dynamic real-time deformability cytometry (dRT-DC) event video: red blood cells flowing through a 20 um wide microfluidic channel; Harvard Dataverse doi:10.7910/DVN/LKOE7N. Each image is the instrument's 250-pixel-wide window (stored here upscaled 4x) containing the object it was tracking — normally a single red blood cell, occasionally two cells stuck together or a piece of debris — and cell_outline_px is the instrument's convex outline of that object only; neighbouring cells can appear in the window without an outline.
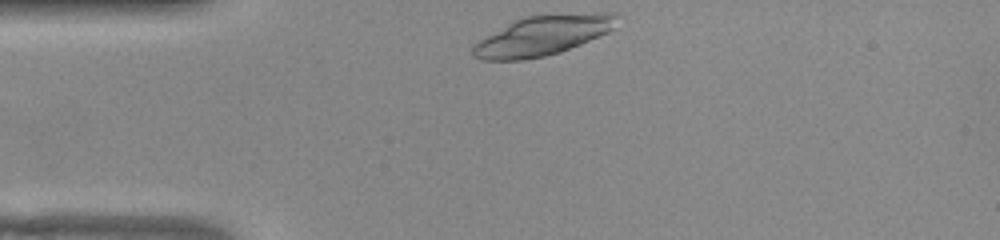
{"species": "common noctule bat (a hibernating species)", "species_latin": "Nyctalus noctula", "temperature_condition": "warm", "stored_images_in_passage": 33, "camera_frame_rate_fps": 3000, "um_per_image_px": 0.085, "animal": {"sex": "female", "body_mass_g": 22.0, "forearm_length_mm": 56.7}, "frame": {"image": 1, "passage_image": 1, "time_ms": 0.0, "image_size_px": [1000, 240], "cell_outline_px": [[616, 16], [612, 28], [608, 32], [580, 44], [560, 52], [544, 56], [524, 60], [480, 60], [472, 56], [472, 44], [508, 24], [524, 16], [604, 12], [616, 12]], "centroid_in_image_um": [46.08, 3.03], "position_along_channel_um": 38.9, "area_um2": 32.89}}